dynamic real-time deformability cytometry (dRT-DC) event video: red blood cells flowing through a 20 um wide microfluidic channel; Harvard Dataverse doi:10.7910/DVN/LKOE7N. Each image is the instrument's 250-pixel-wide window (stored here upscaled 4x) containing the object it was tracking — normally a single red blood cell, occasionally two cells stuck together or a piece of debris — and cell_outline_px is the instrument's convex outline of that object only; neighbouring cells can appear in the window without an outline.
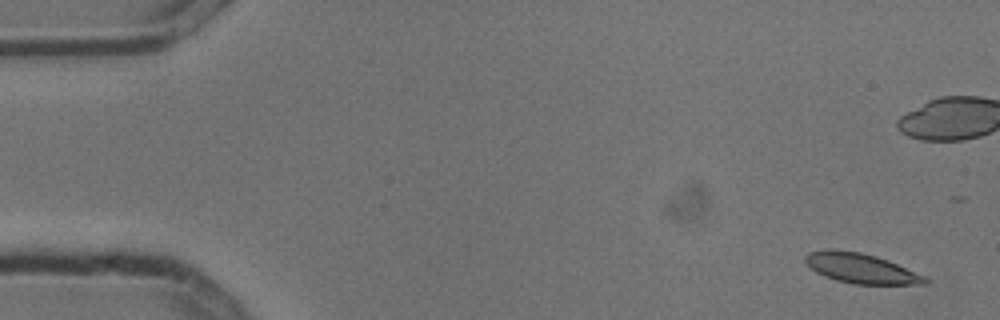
{"species": "common noctule bat (a hibernating species)", "species_latin": "Nyctalus noctula", "temperature_condition": "cold", "stored_images_in_passage": 10, "camera_frame_rate_fps": 3000, "um_per_image_px": 0.085, "animal": {"sex": "male", "body_mass_g": 13.3}, "frame": {"image": 1, "passage_image": 1, "time_ms": 0.0, "image_size_px": [1000, 320], "cell_outline_px": [[928, 284], [852, 284], [836, 280], [824, 276], [816, 272], [804, 260], [804, 256], [808, 252], [828, 248], [832, 248], [860, 252], [876, 256], [888, 260], [928, 276]], "centroid_in_image_um": [73.2, 22.8], "position_along_channel_um": 11.8, "area_um2": 21.15}}